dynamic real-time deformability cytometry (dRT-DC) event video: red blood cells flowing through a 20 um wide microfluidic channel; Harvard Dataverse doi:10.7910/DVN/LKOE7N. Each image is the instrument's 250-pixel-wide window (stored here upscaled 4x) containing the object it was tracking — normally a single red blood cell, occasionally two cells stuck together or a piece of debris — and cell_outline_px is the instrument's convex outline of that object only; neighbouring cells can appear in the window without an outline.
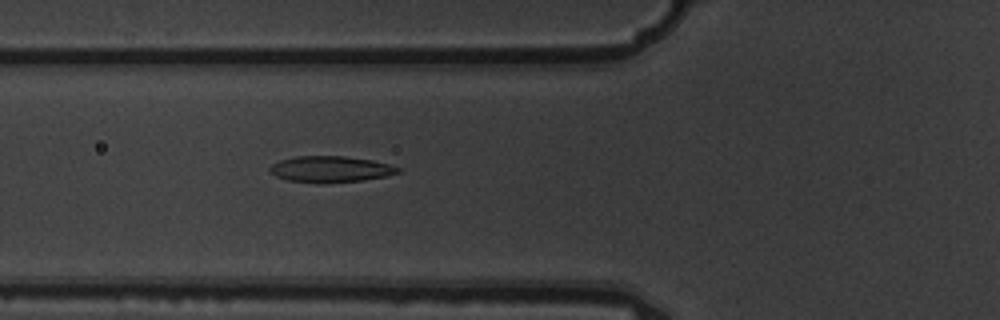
{"species": "common noctule bat (a hibernating species)", "species_latin": "Nyctalus noctula", "temperature_condition": "warm", "stored_images_in_passage": 6, "camera_frame_rate_fps": 3000, "um_per_image_px": 0.085, "animal": {"sex": "male", "body_mass_g": 19.5, "forearm_length_mm": 54.6}, "frame": {"image": 1, "passage_image": 6, "time_ms": 1.667, "image_size_px": [1000, 320], "cell_outline_px": [[400, 172], [384, 176], [364, 180], [324, 184], [320, 184], [288, 180], [276, 176], [268, 172], [268, 168], [272, 164], [280, 160], [296, 156], [344, 156], [372, 160], [388, 164], [400, 168]], "centroid_in_image_um": [28.05, 14.39], "position_along_channel_um": 97.8, "area_um2": 19.71}}